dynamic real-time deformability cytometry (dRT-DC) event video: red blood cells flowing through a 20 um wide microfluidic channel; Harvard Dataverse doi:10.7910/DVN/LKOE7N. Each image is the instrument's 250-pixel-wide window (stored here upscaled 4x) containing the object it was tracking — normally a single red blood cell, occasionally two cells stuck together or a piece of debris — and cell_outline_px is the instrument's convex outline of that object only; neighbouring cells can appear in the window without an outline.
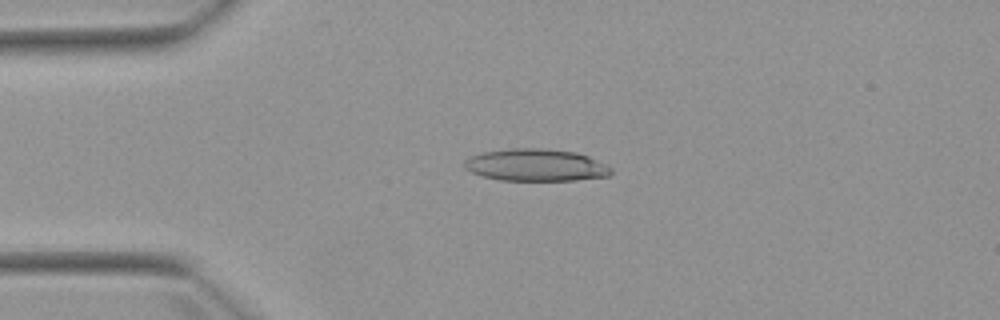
{"species": "Egyptian fruit bat (a non-hibernating species)", "species_latin": "Rousettus aegyptiacus", "temperature_condition": "warm", "stored_images_in_passage": 7, "camera_frame_rate_fps": 3000, "um_per_image_px": 0.085, "animal": {"sex": "female"}, "frame": {"image": 1, "passage_image": 3, "time_ms": 3.333, "image_size_px": [1000, 320], "cell_outline_px": [[612, 172], [608, 176], [576, 180], [500, 180], [484, 176], [472, 172], [464, 168], [464, 160], [472, 156], [484, 152], [508, 148], [544, 148], [576, 152], [588, 156], [612, 168]], "centroid_in_image_um": [45.55, 14.02], "position_along_channel_um": 39.5, "area_um2": 27.4}}
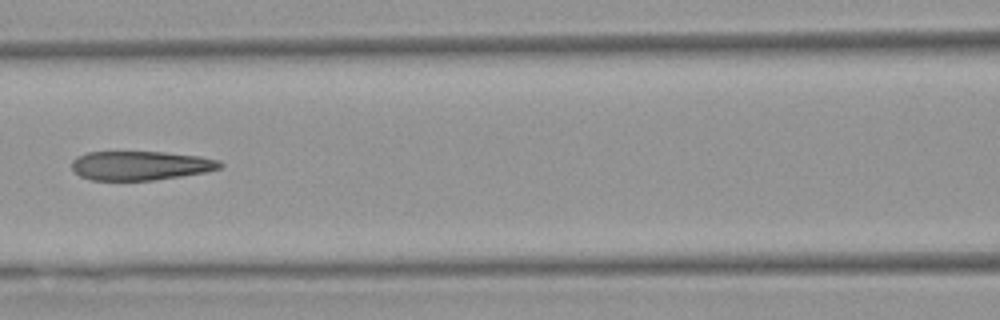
{"frame": {"image": 2, "passage_image": 6, "time_ms": 7.0, "image_size_px": [1000, 320], "cell_outline_px": [[224, 164], [220, 168], [204, 172], [180, 176], [152, 180], [92, 180], [80, 176], [72, 168], [72, 160], [76, 156], [88, 152], [164, 152], [200, 156], [220, 160]], "centroid_in_image_um": [11.94, 14.06], "position_along_channel_um": 154.7, "area_um2": 25.09}}
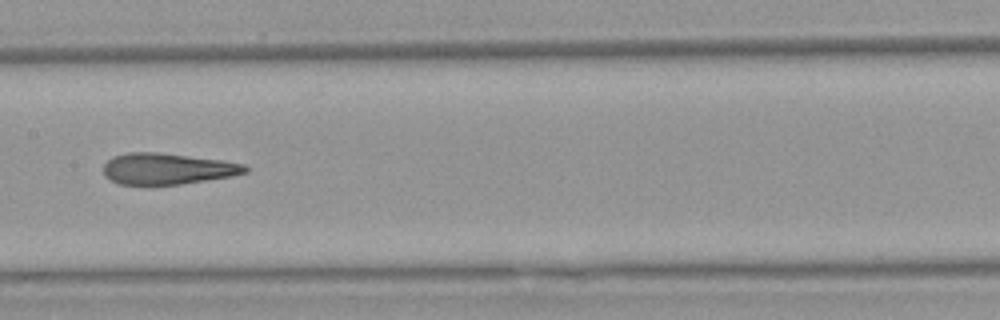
{"frame": {"image": 3, "passage_image": 7, "time_ms": 8.0, "image_size_px": [1000, 320], "cell_outline_px": [[248, 172], [232, 176], [180, 184], [152, 188], [120, 184], [104, 176], [104, 164], [112, 156], [128, 152], [156, 152], [220, 160], [244, 164], [248, 168]], "centroid_in_image_um": [14.16, 14.38], "position_along_channel_um": 193.2, "area_um2": 26.36}}